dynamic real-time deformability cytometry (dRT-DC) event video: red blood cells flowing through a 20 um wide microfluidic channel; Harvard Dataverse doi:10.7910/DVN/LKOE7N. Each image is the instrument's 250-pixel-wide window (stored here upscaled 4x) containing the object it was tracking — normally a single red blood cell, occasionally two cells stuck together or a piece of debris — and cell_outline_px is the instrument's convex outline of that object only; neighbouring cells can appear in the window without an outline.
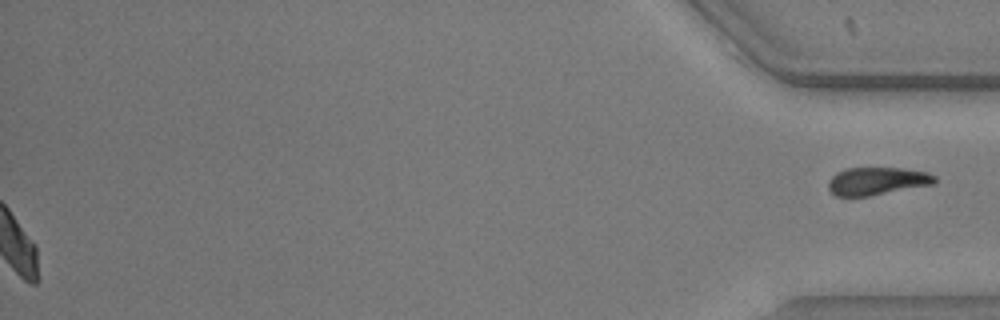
{"species": "common noctule bat (a hibernating species)", "species_latin": "Nyctalus noctula", "temperature_condition": "warm", "stored_images_in_passage": 40, "segment_of_instrument_passage": [2, 2], "camera_frame_rate_fps": 3000, "um_per_image_px": 0.085, "animal": {"sex": "male", "body_mass_g": 20.5, "forearm_length_mm": 52.5}, "frame": {"image": 1, "passage_image": 40, "time_ms": 13.0, "image_size_px": [1000, 320], "cell_outline_px": [[936, 184], [868, 196], [836, 196], [828, 188], [828, 180], [836, 172], [844, 168], [900, 168], [928, 172], [936, 176]], "centroid_in_image_um": [74.56, 15.39], "position_along_channel_um": 360.6, "area_um2": 17.34}}